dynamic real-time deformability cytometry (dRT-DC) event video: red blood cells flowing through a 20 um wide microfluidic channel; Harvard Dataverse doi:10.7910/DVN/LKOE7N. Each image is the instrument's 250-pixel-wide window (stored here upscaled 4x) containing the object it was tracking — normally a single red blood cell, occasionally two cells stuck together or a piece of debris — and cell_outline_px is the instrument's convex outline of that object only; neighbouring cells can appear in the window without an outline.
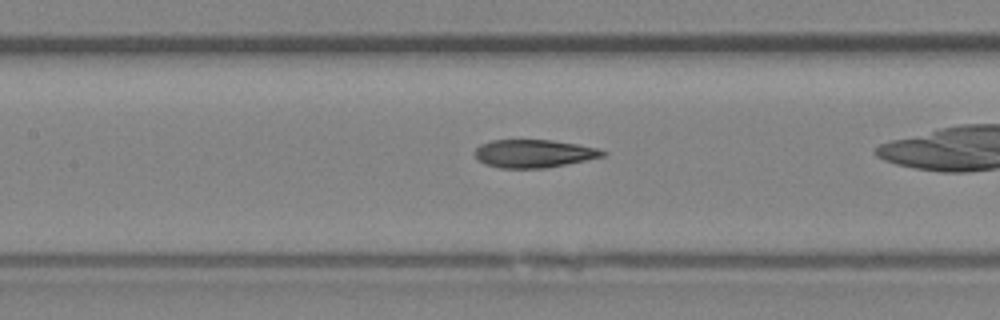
{"species": "Egyptian fruit bat (a non-hibernating species)", "species_latin": "Rousettus aegyptiacus", "temperature_condition": "room temperature", "stored_images_in_passage": 28, "camera_frame_rate_fps": 3000, "um_per_image_px": 0.085, "animal": {"sex": "female"}, "frame": {"image": 1, "passage_image": 13, "time_ms": 4.0, "image_size_px": [1000, 320], "cell_outline_px": [[608, 152], [604, 156], [568, 164], [544, 168], [500, 168], [484, 164], [476, 160], [472, 152], [480, 144], [492, 140], [552, 140], [600, 148]], "centroid_in_image_um": [45.34, 13.05], "position_along_channel_um": 162.1, "area_um2": 21.15}}